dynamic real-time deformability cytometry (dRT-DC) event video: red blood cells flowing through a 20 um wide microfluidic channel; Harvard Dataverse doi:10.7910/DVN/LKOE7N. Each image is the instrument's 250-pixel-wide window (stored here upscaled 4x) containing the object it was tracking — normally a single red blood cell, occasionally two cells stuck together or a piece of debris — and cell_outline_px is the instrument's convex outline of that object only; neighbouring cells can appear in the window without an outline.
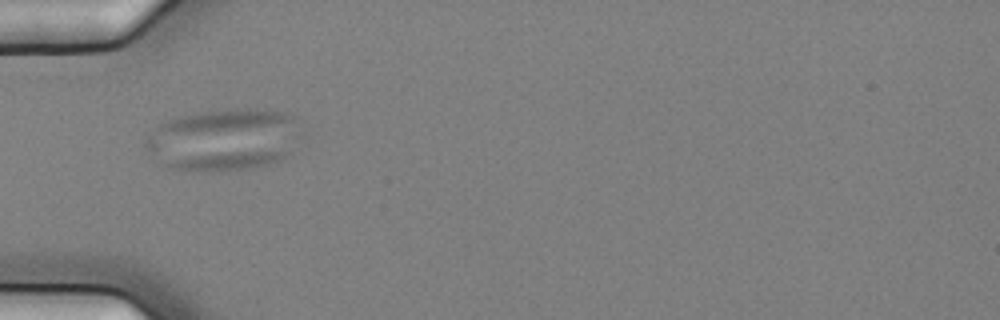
{"species": "common noctule bat (a hibernating species)", "species_latin": "Nyctalus noctula", "temperature_condition": "cold", "stored_images_in_passage": 2, "camera_frame_rate_fps": 3000, "um_per_image_px": 0.085, "animal": {"sex": "female", "body_mass_g": 25.1}, "frame": {"image": 1, "passage_image": 1, "time_ms": 0.0, "image_size_px": [1000, 320], "cell_outline_px": [[304, 136], [292, 152], [280, 160], [268, 164], [248, 168], [172, 168], [164, 164], [144, 148], [144, 140], [160, 124], [168, 120], [180, 116], [196, 112], [228, 108], [256, 108], [280, 112], [296, 116]], "centroid_in_image_um": [19.13, 11.8], "position_along_channel_um": 65.9, "area_um2": 55.89}}
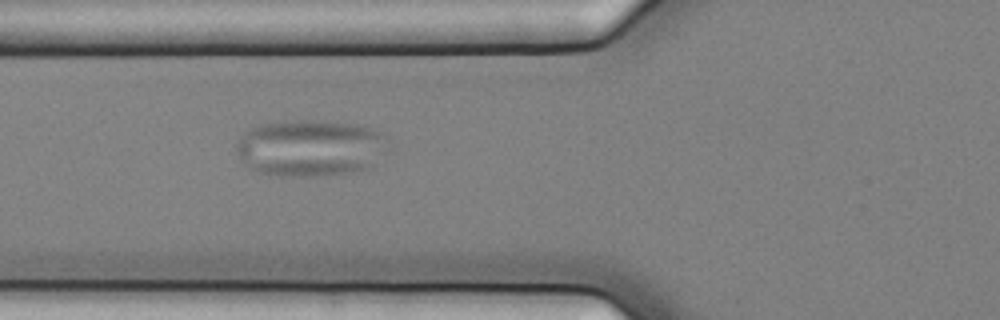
{"frame": {"image": 2, "passage_image": 2, "time_ms": 0.333, "image_size_px": [1000, 320], "cell_outline_px": [[388, 136], [372, 164], [368, 168], [348, 172], [316, 176], [276, 176], [260, 172], [244, 164], [236, 152], [236, 144], [240, 136], [244, 132], [260, 124], [284, 120], [316, 120], [368, 124]], "centroid_in_image_um": [26.32, 12.53], "position_along_channel_um": 99.5, "area_um2": 50.23}}